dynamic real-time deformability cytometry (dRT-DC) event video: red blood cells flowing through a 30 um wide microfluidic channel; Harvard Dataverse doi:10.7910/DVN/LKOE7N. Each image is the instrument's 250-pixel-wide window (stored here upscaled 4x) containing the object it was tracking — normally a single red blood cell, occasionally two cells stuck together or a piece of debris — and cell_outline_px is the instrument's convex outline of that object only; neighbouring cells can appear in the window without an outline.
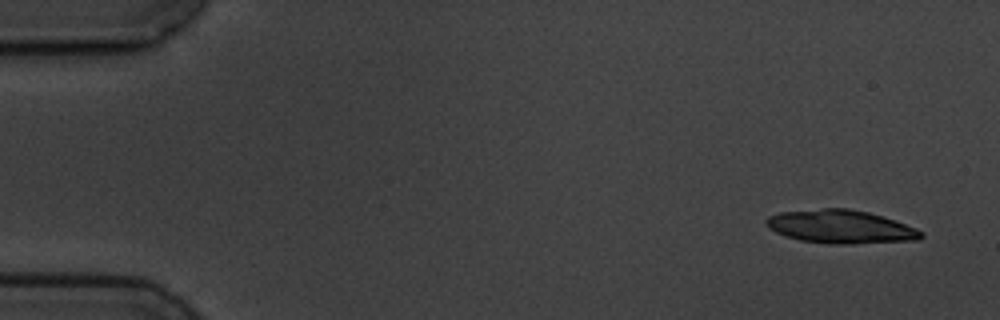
{"species": "common noctule bat (a hibernating species)", "species_latin": "Nyctalus noctula", "temperature_condition": "cold", "stored_images_in_passage": 2, "camera_frame_rate_fps": 3000, "um_per_image_px": 0.085, "animal": {"sex": "male", "body_mass_g": 19.5, "forearm_length_mm": 54.6}, "frame": {"image": 1, "passage_image": 1, "time_ms": 0.0, "image_size_px": [1000, 320], "cell_outline_px": [[924, 236], [920, 240], [848, 244], [828, 244], [800, 240], [784, 236], [768, 228], [764, 220], [768, 216], [780, 212], [824, 208], [848, 208], [868, 212], [884, 216], [916, 228], [924, 232]], "centroid_in_image_um": [71.46, 19.27], "position_along_channel_um": 13.5, "area_um2": 30.4}}